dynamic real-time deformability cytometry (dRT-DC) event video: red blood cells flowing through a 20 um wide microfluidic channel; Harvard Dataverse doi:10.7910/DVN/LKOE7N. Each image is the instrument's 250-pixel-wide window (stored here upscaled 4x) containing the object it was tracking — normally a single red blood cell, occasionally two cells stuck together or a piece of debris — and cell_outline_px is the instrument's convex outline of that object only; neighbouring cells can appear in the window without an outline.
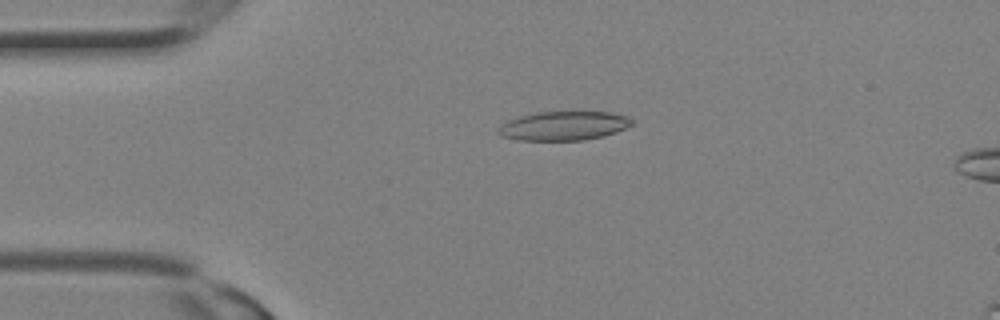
{"species": "Egyptian fruit bat (a non-hibernating species)", "species_latin": "Rousettus aegyptiacus", "temperature_condition": "room temperature", "stored_images_in_passage": 30, "camera_frame_rate_fps": 3000, "um_per_image_px": 0.085, "animal": {"sex": "female"}, "frame": {"image": 1, "passage_image": 7, "time_ms": 2.0, "image_size_px": [1000, 320], "cell_outline_px": [[632, 124], [616, 132], [604, 136], [584, 140], [520, 140], [500, 136], [496, 132], [496, 128], [500, 124], [508, 120], [520, 116], [536, 112], [576, 108], [612, 112], [628, 116], [632, 120]], "centroid_in_image_um": [47.92, 10.63], "position_along_channel_um": 37.1, "area_um2": 23.81}}
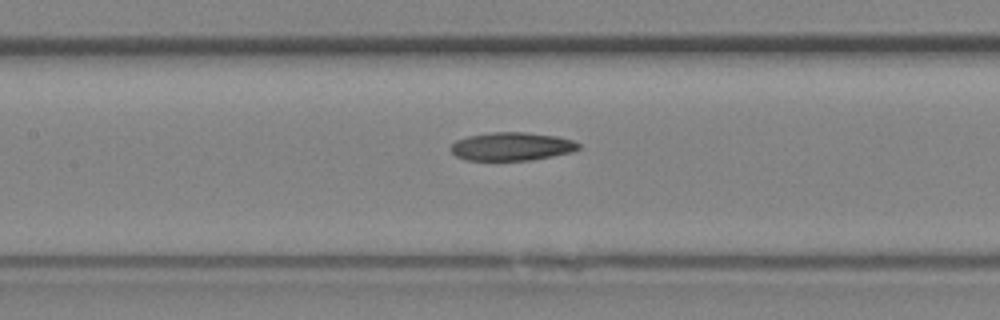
{"frame": {"image": 2, "passage_image": 14, "time_ms": 4.333, "image_size_px": [1000, 320], "cell_outline_px": [[580, 148], [572, 152], [532, 160], [464, 160], [456, 156], [448, 148], [456, 140], [468, 136], [492, 132], [524, 132], [556, 136], [572, 140], [580, 144]], "centroid_in_image_um": [43.47, 12.45], "position_along_channel_um": 163.9, "area_um2": 21.1}}
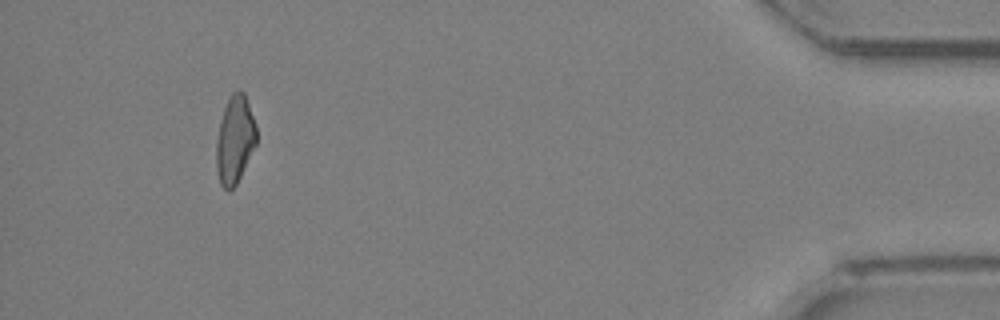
{"frame": {"image": 3, "passage_image": 28, "time_ms": 9.0, "image_size_px": [1000, 320], "cell_outline_px": [[256, 144], [236, 184], [228, 192], [220, 184], [216, 168], [216, 140], [220, 120], [224, 108], [232, 92], [236, 88], [240, 88], [244, 92], [256, 124]], "centroid_in_image_um": [19.95, 11.84], "position_along_channel_um": 415.2, "area_um2": 20.58}}